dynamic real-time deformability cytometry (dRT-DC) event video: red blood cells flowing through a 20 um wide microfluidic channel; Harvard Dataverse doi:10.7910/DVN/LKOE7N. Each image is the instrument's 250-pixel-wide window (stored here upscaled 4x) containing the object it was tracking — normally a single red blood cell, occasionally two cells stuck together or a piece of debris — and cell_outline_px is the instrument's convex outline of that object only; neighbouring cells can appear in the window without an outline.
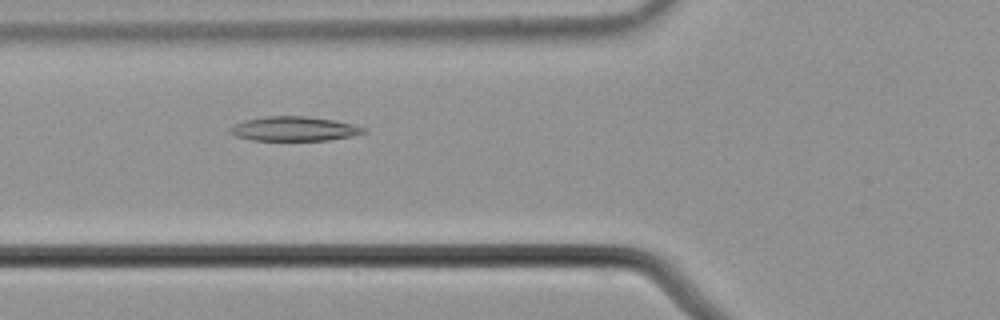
{"species": "common noctule bat (a hibernating species)", "species_latin": "Nyctalus noctula", "temperature_condition": "cold", "stored_images_in_passage": 49, "camera_frame_rate_fps": 3000, "um_per_image_px": 0.085, "animal": {"sex": "male", "body_mass_g": 21.5, "forearm_length_mm": 52.0}, "frame": {"image": 1, "passage_image": 14, "time_ms": 4.333, "image_size_px": [1000, 320], "cell_outline_px": [[368, 132], [352, 136], [328, 140], [252, 140], [236, 136], [228, 132], [228, 128], [244, 120], [264, 116], [308, 116], [332, 120], [352, 124], [368, 128]], "centroid_in_image_um": [25.01, 10.94], "position_along_channel_um": 100.8, "area_um2": 19.07}}
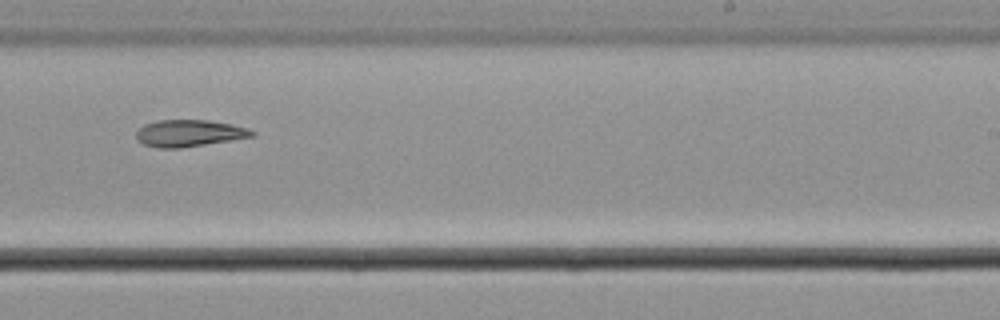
{"frame": {"image": 2, "passage_image": 28, "time_ms": 9.0, "image_size_px": [1000, 320], "cell_outline_px": [[256, 132], [252, 136], [180, 148], [156, 148], [144, 144], [136, 140], [136, 132], [144, 124], [156, 120], [208, 120], [232, 124], [248, 128]], "centroid_in_image_um": [16.02, 11.31], "position_along_channel_um": 273.0, "area_um2": 17.98}}
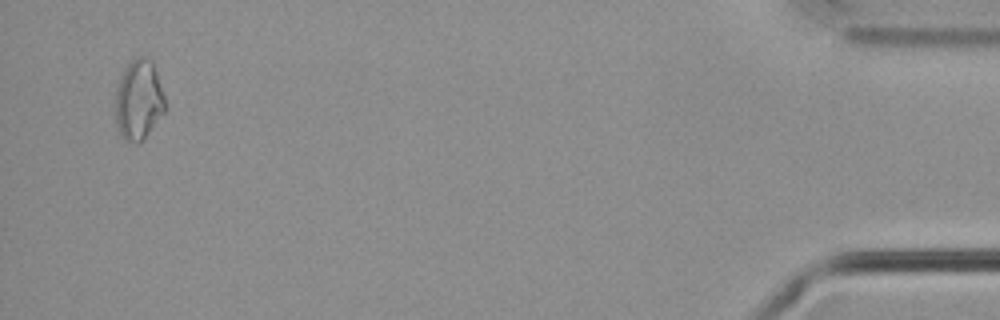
{"frame": {"image": 3, "passage_image": 47, "time_ms": 15.333, "image_size_px": [1000, 320], "cell_outline_px": [[168, 108], [144, 136], [140, 140], [124, 140], [116, 124], [112, 104], [116, 88], [120, 76], [124, 68], [136, 56], [144, 56], [152, 60]], "centroid_in_image_um": [11.75, 8.43], "position_along_channel_um": 423.5, "area_um2": 23.35}}